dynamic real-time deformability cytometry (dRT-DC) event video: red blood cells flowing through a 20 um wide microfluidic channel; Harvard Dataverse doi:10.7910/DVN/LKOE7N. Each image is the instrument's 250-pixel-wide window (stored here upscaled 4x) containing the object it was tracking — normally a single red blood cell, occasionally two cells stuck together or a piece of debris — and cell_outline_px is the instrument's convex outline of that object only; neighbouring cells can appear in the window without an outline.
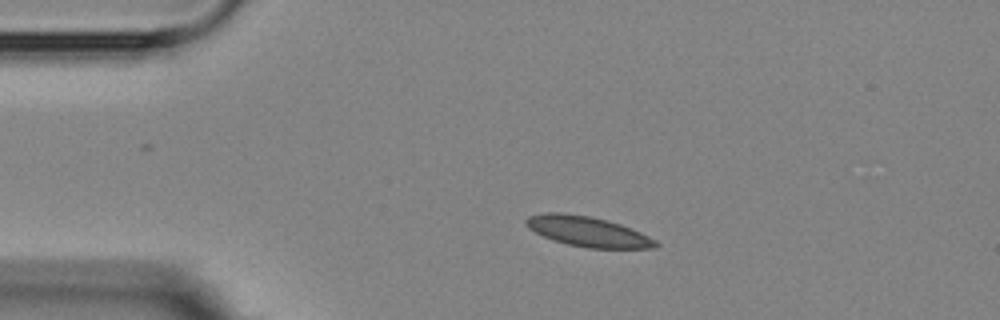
{"species": "Egyptian fruit bat (a non-hibernating species)", "species_latin": "Rousettus aegyptiacus", "temperature_condition": "room temperature", "stored_images_in_passage": 4, "camera_frame_rate_fps": 3000, "um_per_image_px": 0.085, "animal": {"sex": "female"}, "frame": {"image": 1, "passage_image": 3, "time_ms": 2.333, "image_size_px": [1000, 320], "cell_outline_px": [[660, 244], [656, 248], [588, 248], [568, 244], [544, 236], [528, 228], [524, 224], [524, 220], [528, 216], [544, 212], [564, 212], [588, 216], [620, 224], [640, 232], [656, 240]], "centroid_in_image_um": [49.94, 19.67], "position_along_channel_um": 35.1, "area_um2": 22.6}}